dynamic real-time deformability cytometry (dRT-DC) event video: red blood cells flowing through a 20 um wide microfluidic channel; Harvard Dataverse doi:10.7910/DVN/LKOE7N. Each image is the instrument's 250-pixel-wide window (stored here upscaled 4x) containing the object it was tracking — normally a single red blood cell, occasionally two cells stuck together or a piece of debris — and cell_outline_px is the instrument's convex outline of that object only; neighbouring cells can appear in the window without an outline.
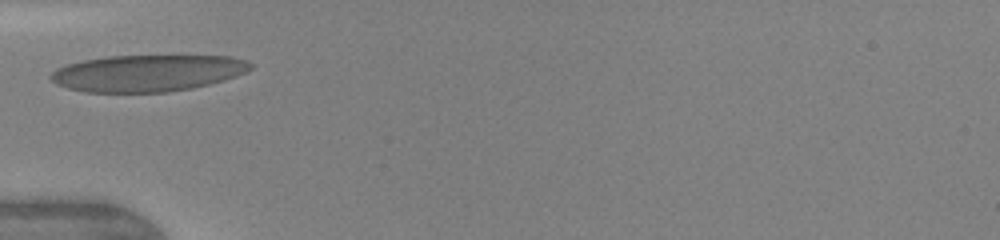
{"species": "human", "species_latin": "Homo sapiens", "temperature_condition": "warm", "stored_images_in_passage": 6, "camera_frame_rate_fps": 3000, "um_per_image_px": 0.085, "donor": {"sex": "female"}, "frame": {"image": 1, "passage_image": 1, "time_ms": 0.0, "image_size_px": [1000, 240], "cell_outline_px": [[252, 68], [236, 76], [224, 80], [192, 88], [168, 92], [88, 92], [68, 88], [56, 84], [48, 76], [56, 68], [68, 64], [84, 60], [108, 56], [232, 56], [248, 60], [252, 64]], "centroid_in_image_um": [12.54, 6.21], "position_along_channel_um": 72.5, "area_um2": 42.6}}